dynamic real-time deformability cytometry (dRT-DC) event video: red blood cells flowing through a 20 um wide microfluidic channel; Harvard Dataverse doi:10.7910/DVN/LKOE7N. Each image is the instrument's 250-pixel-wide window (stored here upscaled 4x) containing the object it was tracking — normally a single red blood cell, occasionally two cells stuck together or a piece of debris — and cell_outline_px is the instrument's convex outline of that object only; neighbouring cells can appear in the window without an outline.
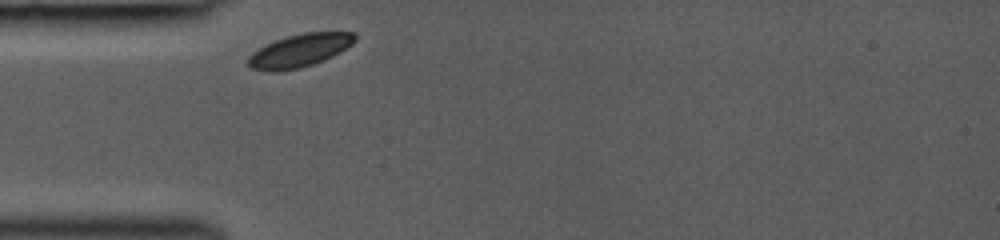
{"species": "common noctule bat (a hibernating species)", "species_latin": "Nyctalus noctula", "temperature_condition": "room temperature", "stored_images_in_passage": 3, "camera_frame_rate_fps": 3000, "um_per_image_px": 0.085, "animal": {"sex": "female", "body_mass_g": 19.0, "forearm_length_mm": 53.3}, "frame": {"image": 1, "passage_image": 1, "time_ms": 0.0, "image_size_px": [1000, 240], "cell_outline_px": [[356, 40], [352, 44], [332, 56], [324, 60], [300, 68], [272, 72], [268, 72], [252, 68], [248, 64], [248, 56], [252, 52], [276, 40], [288, 36], [304, 32], [356, 32]], "centroid_in_image_um": [25.47, 4.3], "position_along_channel_um": 59.5, "area_um2": 20.35}}
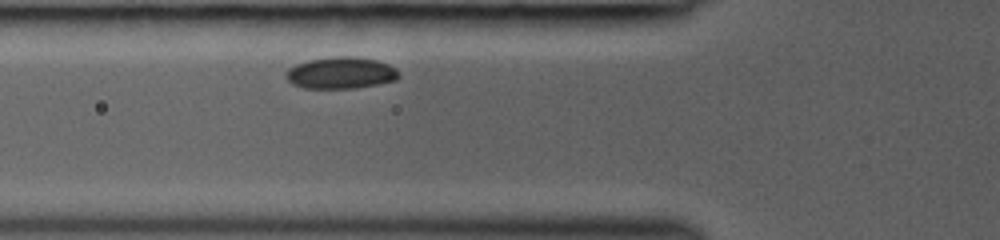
{"frame": {"image": 2, "passage_image": 3, "time_ms": 1.0, "image_size_px": [1000, 240], "cell_outline_px": [[400, 76], [396, 80], [376, 84], [352, 88], [304, 88], [292, 84], [288, 80], [288, 68], [296, 64], [308, 60], [332, 56], [352, 56], [376, 60], [388, 64], [396, 68], [400, 72]], "centroid_in_image_um": [29.0, 6.18], "position_along_channel_um": 96.8, "area_um2": 20.75}}